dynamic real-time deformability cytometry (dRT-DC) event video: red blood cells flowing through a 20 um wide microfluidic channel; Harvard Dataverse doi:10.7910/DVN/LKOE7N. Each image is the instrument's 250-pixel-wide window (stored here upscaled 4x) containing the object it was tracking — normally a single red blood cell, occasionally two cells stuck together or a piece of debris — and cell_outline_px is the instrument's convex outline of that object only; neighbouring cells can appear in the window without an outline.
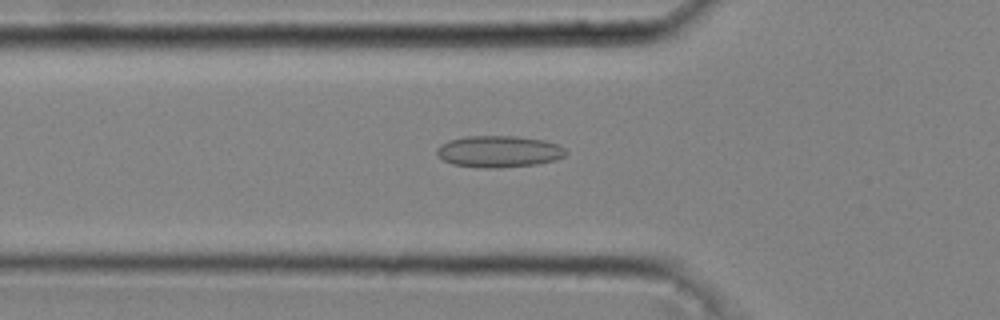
{"species": "common noctule bat (a hibernating species)", "species_latin": "Nyctalus noctula", "temperature_condition": "cold", "stored_images_in_passage": 43, "camera_frame_rate_fps": 3000, "um_per_image_px": 0.085, "animal": {"sex": "male", "body_mass_g": 20.4}, "frame": {"image": 1, "passage_image": 16, "time_ms": 5.0, "image_size_px": [1000, 320], "cell_outline_px": [[568, 152], [564, 156], [556, 160], [536, 164], [500, 168], [480, 168], [452, 164], [444, 160], [436, 152], [436, 148], [440, 144], [448, 140], [464, 136], [516, 136], [544, 140], [560, 144]], "centroid_in_image_um": [42.41, 12.87], "position_along_channel_um": 83.4, "area_um2": 24.04}}
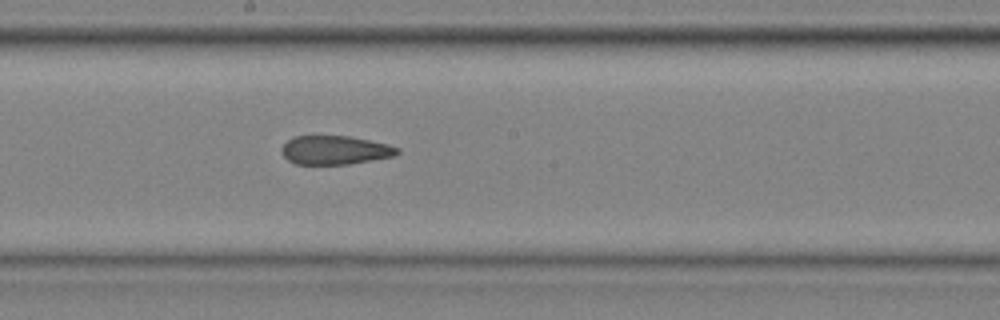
{"frame": {"image": 2, "passage_image": 26, "time_ms": 8.333, "image_size_px": [1000, 320], "cell_outline_px": [[400, 152], [396, 156], [348, 164], [296, 164], [288, 160], [280, 152], [280, 148], [288, 140], [296, 136], [348, 136], [388, 144], [400, 148]], "centroid_in_image_um": [28.48, 12.76], "position_along_channel_um": 219.7, "area_um2": 19.42}}
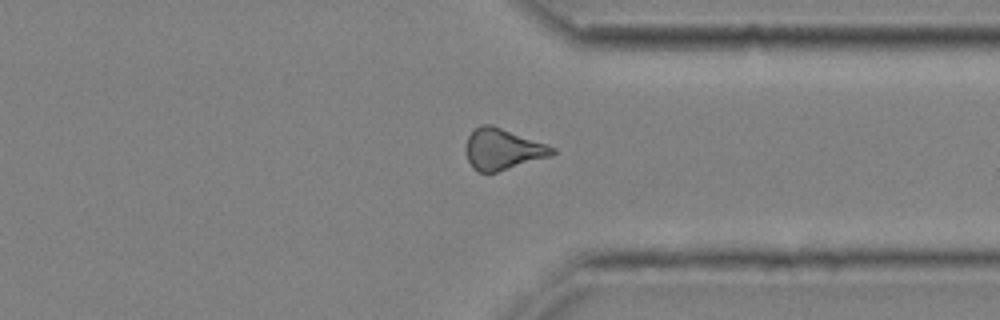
{"frame": {"image": 3, "passage_image": 37, "time_ms": 12.0, "image_size_px": [1000, 320], "cell_outline_px": [[556, 152], [552, 156], [496, 172], [480, 172], [472, 168], [468, 160], [464, 148], [468, 136], [480, 124], [492, 124], [556, 148]], "centroid_in_image_um": [42.71, 12.68], "position_along_channel_um": 368.7, "area_um2": 20.69}}